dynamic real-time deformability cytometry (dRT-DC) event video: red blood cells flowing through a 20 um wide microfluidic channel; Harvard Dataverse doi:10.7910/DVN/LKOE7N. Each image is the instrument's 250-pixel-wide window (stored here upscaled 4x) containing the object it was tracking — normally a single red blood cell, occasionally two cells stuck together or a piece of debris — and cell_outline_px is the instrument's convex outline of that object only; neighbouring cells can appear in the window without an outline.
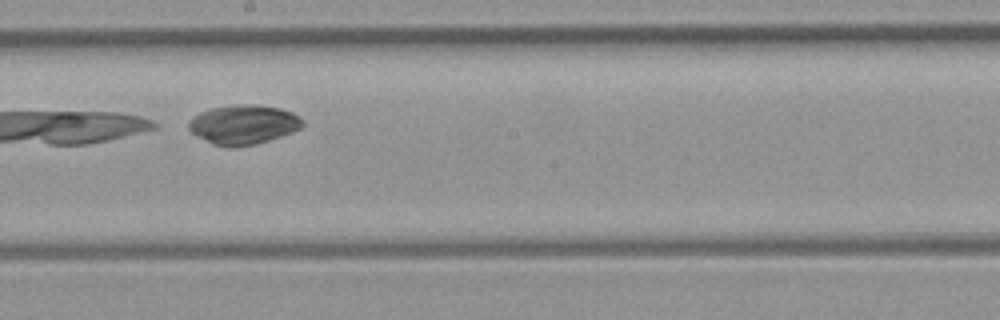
{"species": "common noctule bat (a hibernating species)", "species_latin": "Nyctalus noctula", "temperature_condition": "room temperature", "stored_images_in_passage": 12, "camera_frame_rate_fps": 3000, "um_per_image_px": 0.085, "animal": {"sex": "female", "body_mass_g": 21.9}, "frame": {"image": 1, "passage_image": 6, "time_ms": 5.667, "image_size_px": [1000, 320], "cell_outline_px": [[304, 124], [300, 128], [292, 132], [256, 144], [236, 148], [232, 148], [212, 144], [192, 132], [188, 128], [188, 124], [200, 112], [212, 108], [244, 104], [248, 104], [280, 108], [292, 112], [300, 116], [304, 120]], "centroid_in_image_um": [20.73, 10.6], "position_along_channel_um": 227.5, "area_um2": 25.89}}
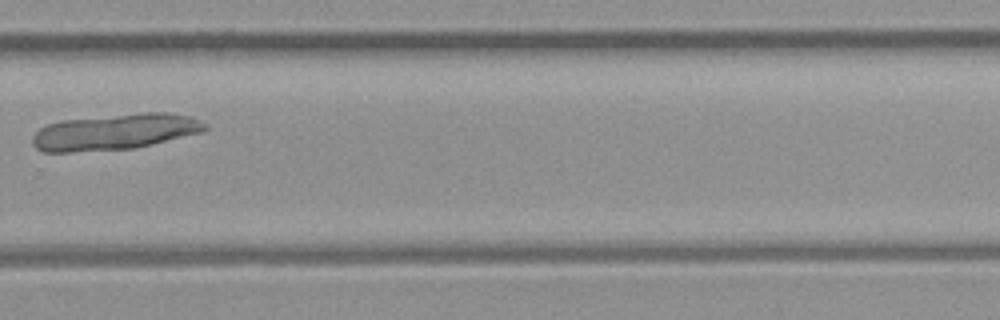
{"frame": {"image": 2, "passage_image": 9, "time_ms": 10.0, "image_size_px": [1000, 320], "cell_outline_px": [[208, 128], [200, 132], [136, 148], [72, 152], [44, 152], [36, 148], [32, 144], [32, 136], [40, 128], [48, 124], [60, 120], [140, 112], [168, 112], [188, 116], [200, 120], [208, 124]], "centroid_in_image_um": [9.74, 11.2], "position_along_channel_um": 320.1, "area_um2": 36.3}}
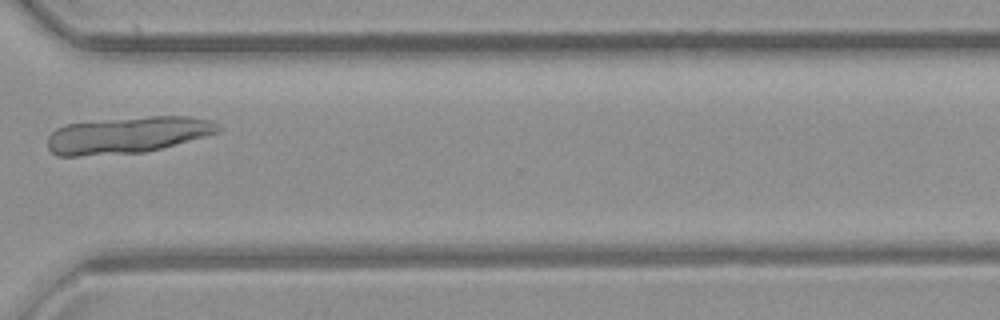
{"frame": {"image": 3, "passage_image": 10, "time_ms": 11.0, "image_size_px": [1000, 320], "cell_outline_px": [[224, 128], [220, 132], [160, 148], [144, 152], [80, 156], [56, 156], [48, 148], [48, 136], [56, 128], [64, 124], [104, 120], [148, 116], [188, 116], [212, 120]], "centroid_in_image_um": [10.84, 11.47], "position_along_channel_um": 359.8, "area_um2": 36.41}}